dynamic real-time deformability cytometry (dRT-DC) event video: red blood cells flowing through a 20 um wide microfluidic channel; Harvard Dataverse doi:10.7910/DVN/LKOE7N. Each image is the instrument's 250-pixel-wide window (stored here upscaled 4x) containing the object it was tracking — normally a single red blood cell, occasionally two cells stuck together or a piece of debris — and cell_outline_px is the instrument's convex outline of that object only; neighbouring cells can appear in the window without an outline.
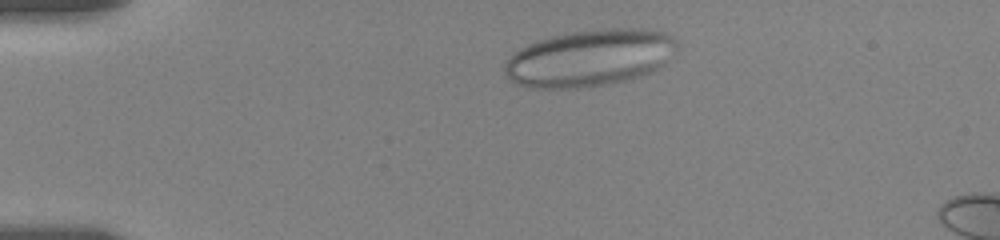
{"species": "human", "species_latin": "Homo sapiens", "temperature_condition": "room temperature", "stored_images_in_passage": 9, "camera_frame_rate_fps": 3000, "um_per_image_px": 0.085, "donor": {"sex": "female"}, "frame": {"image": 1, "passage_image": 1, "time_ms": 0.0, "image_size_px": [1000, 240], "cell_outline_px": [[676, 48], [664, 64], [660, 68], [652, 72], [640, 76], [624, 80], [604, 84], [580, 88], [532, 88], [516, 84], [508, 76], [504, 68], [508, 60], [516, 52], [528, 44], [552, 36], [572, 32], [612, 28], [644, 28], [664, 32], [672, 36], [676, 40]], "centroid_in_image_um": [50.16, 4.92], "position_along_channel_um": 34.8, "area_um2": 56.53}}
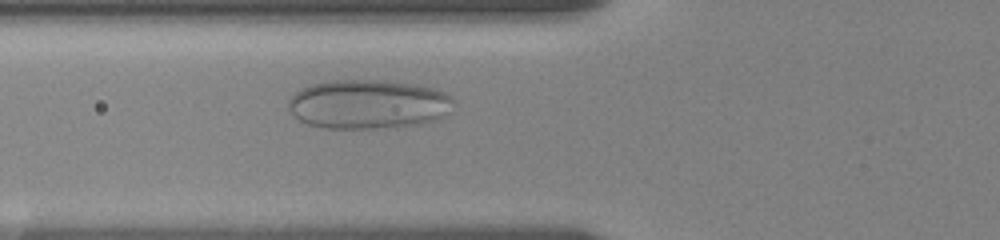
{"frame": {"image": 2, "passage_image": 7, "time_ms": 2.0, "image_size_px": [1000, 240], "cell_outline_px": [[452, 100], [440, 116], [436, 120], [420, 124], [376, 128], [324, 128], [308, 124], [300, 120], [288, 108], [288, 104], [292, 96], [296, 92], [312, 84], [332, 80], [384, 80], [416, 84], [432, 88], [444, 92], [452, 96]], "centroid_in_image_um": [31.25, 8.85], "position_along_channel_um": 94.5, "area_um2": 46.7}}